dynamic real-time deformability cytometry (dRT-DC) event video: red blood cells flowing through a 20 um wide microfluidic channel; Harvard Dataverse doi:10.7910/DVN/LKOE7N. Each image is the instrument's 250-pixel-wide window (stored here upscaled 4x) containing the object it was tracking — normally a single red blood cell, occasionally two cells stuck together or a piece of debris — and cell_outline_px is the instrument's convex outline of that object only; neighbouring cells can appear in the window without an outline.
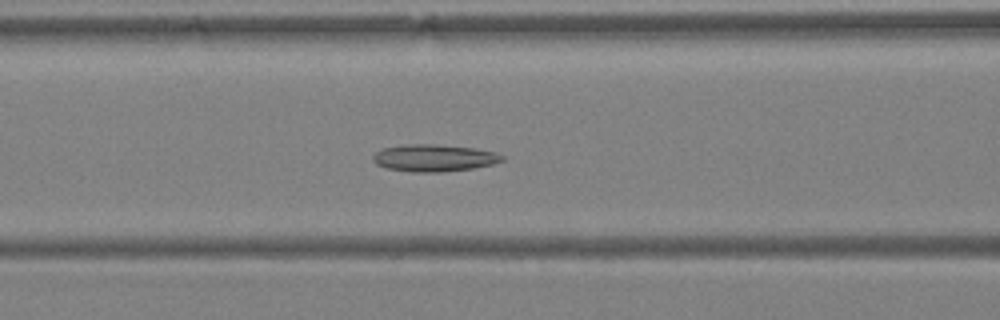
{"species": "Egyptian fruit bat (a non-hibernating species)", "species_latin": "Rousettus aegyptiacus", "temperature_condition": "warm", "stored_images_in_passage": 35, "segment_of_instrument_passage": [1, 2], "camera_frame_rate_fps": 3000, "um_per_image_px": 0.085, "animal": {"sex": "female"}, "frame": {"image": 1, "passage_image": 8, "time_ms": 2.333, "image_size_px": [1000, 320], "cell_outline_px": [[504, 160], [492, 164], [472, 168], [444, 172], [412, 172], [384, 168], [376, 164], [372, 160], [372, 156], [380, 148], [408, 144], [432, 144], [476, 148], [496, 152], [504, 156]], "centroid_in_image_um": [36.86, 13.42], "position_along_channel_um": 129.7, "area_um2": 20.58}}
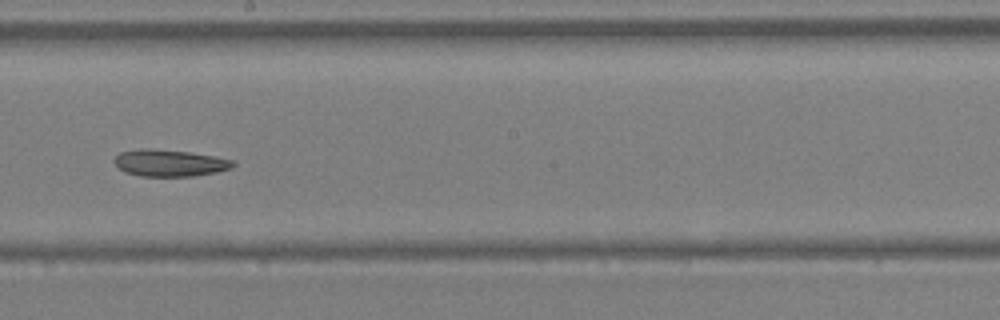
{"frame": {"image": 2, "passage_image": 15, "time_ms": 4.667, "image_size_px": [1000, 320], "cell_outline_px": [[236, 164], [232, 168], [216, 172], [192, 176], [140, 176], [124, 172], [112, 160], [120, 152], [140, 148], [152, 148], [188, 152], [212, 156], [232, 160]], "centroid_in_image_um": [14.39, 13.85], "position_along_channel_um": 233.8, "area_um2": 18.5}}
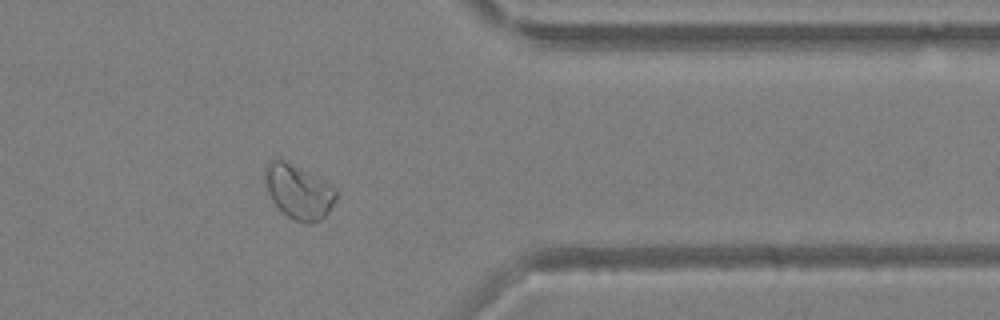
{"frame": {"image": 3, "passage_image": 26, "time_ms": 8.333, "image_size_px": [1000, 320], "cell_outline_px": [[336, 200], [328, 212], [320, 220], [296, 220], [288, 216], [272, 200], [268, 192], [264, 176], [264, 168], [272, 160], [284, 160], [332, 184], [336, 188]], "centroid_in_image_um": [25.39, 16.25], "position_along_channel_um": 386.0, "area_um2": 21.79}}